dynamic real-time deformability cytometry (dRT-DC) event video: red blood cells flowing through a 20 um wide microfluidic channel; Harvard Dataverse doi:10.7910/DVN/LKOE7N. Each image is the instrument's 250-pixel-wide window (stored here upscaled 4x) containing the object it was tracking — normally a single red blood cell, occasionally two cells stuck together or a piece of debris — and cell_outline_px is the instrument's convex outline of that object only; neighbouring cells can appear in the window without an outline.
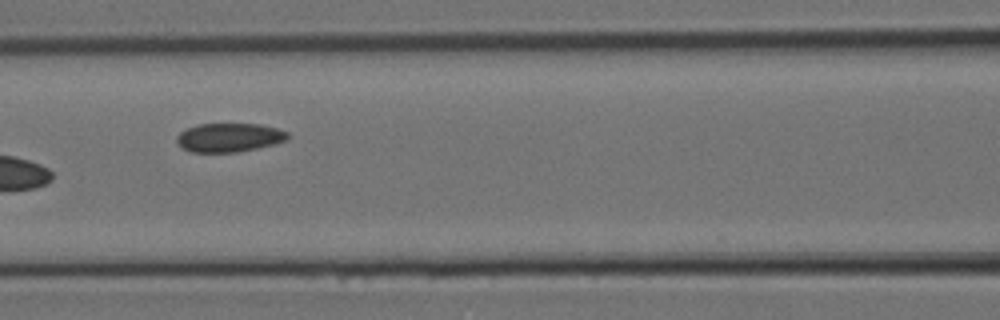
{"species": "Egyptian fruit bat (a non-hibernating species)", "species_latin": "Rousettus aegyptiacus", "temperature_condition": "room temperature", "stored_images_in_passage": 20, "camera_frame_rate_fps": 3000, "um_per_image_px": 0.085, "animal": {"sex": "female"}, "frame": {"image": 1, "passage_image": 9, "time_ms": 2.667, "image_size_px": [1000, 320], "cell_outline_px": [[288, 140], [276, 144], [236, 152], [192, 152], [180, 148], [176, 140], [176, 136], [180, 132], [188, 128], [200, 124], [260, 124], [276, 128], [288, 132]], "centroid_in_image_um": [19.47, 11.69], "position_along_channel_um": 147.1, "area_um2": 18.67}}